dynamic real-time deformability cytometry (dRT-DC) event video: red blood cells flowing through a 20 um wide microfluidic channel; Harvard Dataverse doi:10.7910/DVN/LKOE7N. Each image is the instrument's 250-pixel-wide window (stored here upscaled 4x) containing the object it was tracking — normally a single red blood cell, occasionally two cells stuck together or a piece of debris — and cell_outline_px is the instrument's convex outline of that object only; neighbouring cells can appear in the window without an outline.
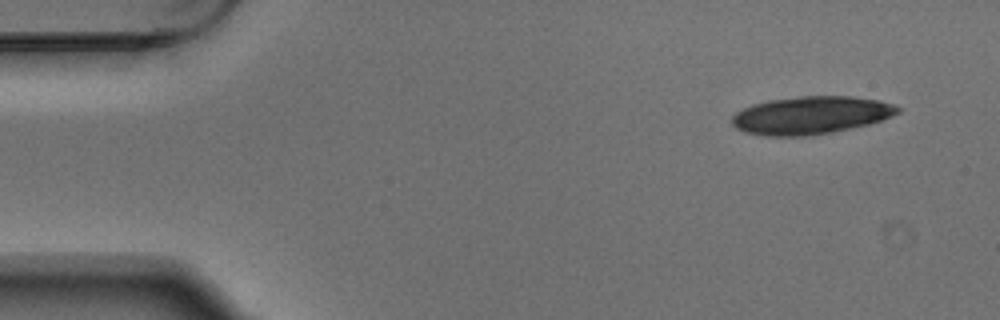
{"species": "Egyptian fruit bat (a non-hibernating species)", "species_latin": "Rousettus aegyptiacus", "temperature_condition": "warm", "stored_images_in_passage": 5, "camera_frame_rate_fps": 3000, "um_per_image_px": 0.085, "animal": {"sex": "male"}, "frame": {"image": 1, "passage_image": 1, "time_ms": 0.0, "image_size_px": [1000, 320], "cell_outline_px": [[904, 108], [900, 112], [892, 116], [868, 124], [828, 132], [804, 136], [768, 136], [744, 132], [736, 128], [732, 124], [732, 116], [736, 112], [752, 104], [768, 100], [800, 96], [852, 96], [880, 100], [896, 104]], "centroid_in_image_um": [68.94, 9.78], "position_along_channel_um": 16.1, "area_um2": 36.53}}
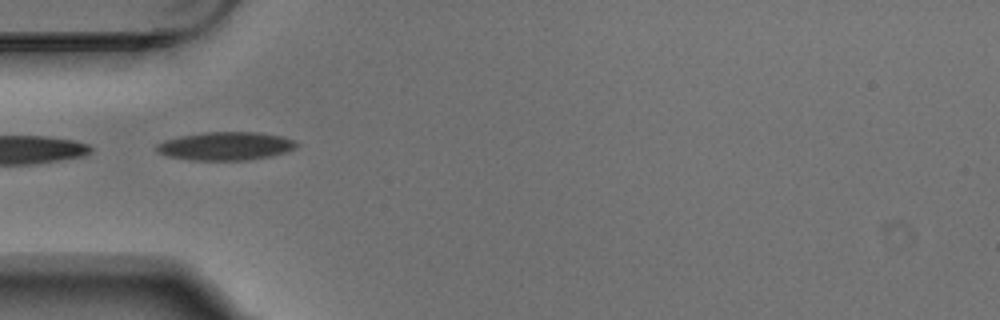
{"frame": {"image": 2, "passage_image": 4, "time_ms": 1.0, "image_size_px": [1000, 320], "cell_outline_px": [[300, 144], [296, 148], [272, 156], [248, 160], [188, 160], [164, 156], [156, 152], [156, 144], [164, 140], [180, 136], [204, 132], [260, 132], [280, 136], [292, 140]], "centroid_in_image_um": [19.13, 12.42], "position_along_channel_um": 65.9, "area_um2": 23.29}}
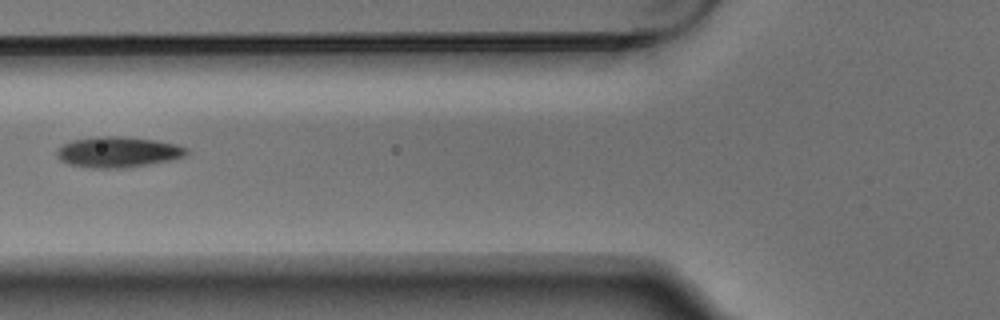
{"frame": {"image": 3, "passage_image": 5, "time_ms": 1.333, "image_size_px": [1000, 320], "cell_outline_px": [[188, 152], [184, 156], [172, 160], [148, 164], [120, 168], [92, 168], [68, 164], [60, 160], [56, 156], [56, 148], [72, 140], [96, 136], [120, 136], [156, 140], [176, 144], [188, 148]], "centroid_in_image_um": [10.0, 12.92], "position_along_channel_um": 115.8, "area_um2": 23.29}}